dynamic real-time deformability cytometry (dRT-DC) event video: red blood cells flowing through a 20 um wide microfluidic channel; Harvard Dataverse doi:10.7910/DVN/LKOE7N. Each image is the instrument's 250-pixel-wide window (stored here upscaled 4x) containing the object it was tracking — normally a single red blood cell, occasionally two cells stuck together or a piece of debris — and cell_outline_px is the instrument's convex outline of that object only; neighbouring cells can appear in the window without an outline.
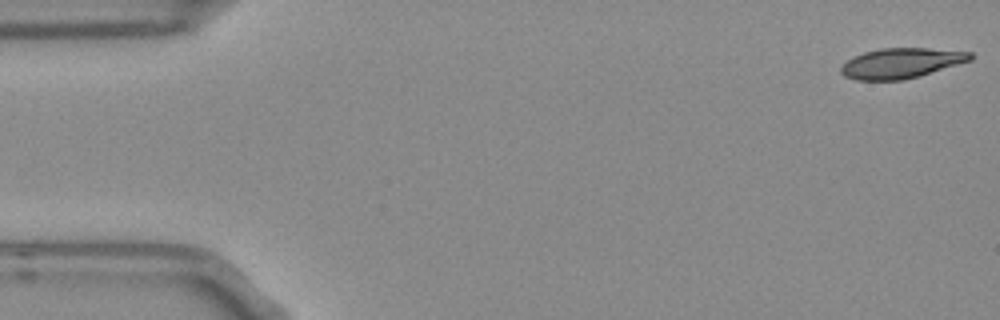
{"species": "Egyptian fruit bat (a non-hibernating species)", "species_latin": "Rousettus aegyptiacus", "temperature_condition": "room temperature", "stored_images_in_passage": 36, "camera_frame_rate_fps": 3000, "um_per_image_px": 0.085, "frame": {"image": 1, "passage_image": 1, "time_ms": 0.0, "image_size_px": [1000, 320], "cell_outline_px": [[972, 60], [920, 76], [904, 80], [856, 80], [844, 76], [840, 72], [840, 68], [852, 56], [864, 52], [880, 48], [928, 48], [972, 52]], "centroid_in_image_um": [76.59, 5.37], "position_along_channel_um": 8.4, "area_um2": 22.83}}
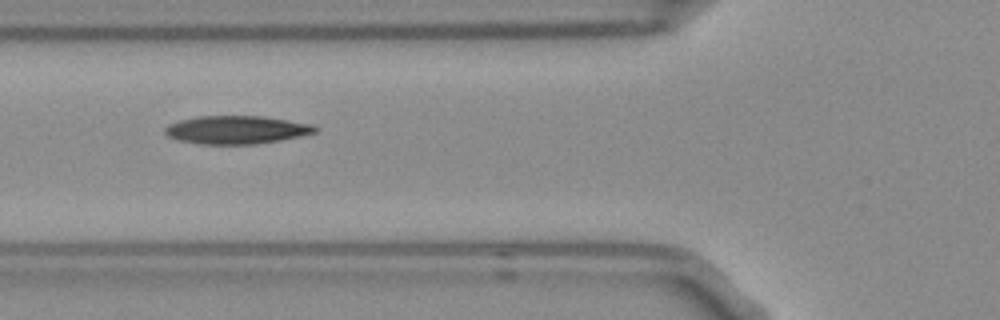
{"frame": {"image": 2, "passage_image": 19, "time_ms": 6.0, "image_size_px": [1000, 320], "cell_outline_px": [[320, 128], [316, 132], [300, 136], [280, 140], [256, 144], [196, 144], [176, 140], [168, 136], [164, 132], [164, 128], [168, 124], [180, 120], [196, 116], [264, 116], [312, 124]], "centroid_in_image_um": [20.08, 11.03], "position_along_channel_um": 105.7, "area_um2": 24.85}}
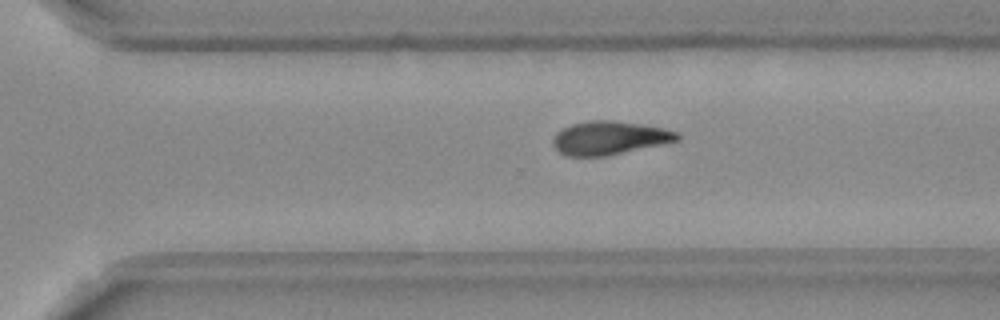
{"frame": {"image": 3, "passage_image": 36, "time_ms": 11.667, "image_size_px": [1000, 320], "cell_outline_px": [[680, 140], [608, 156], [564, 156], [552, 144], [552, 140], [556, 132], [560, 128], [572, 124], [592, 120], [612, 120], [644, 124], [664, 128], [680, 132]], "centroid_in_image_um": [51.81, 11.72], "position_along_channel_um": 318.8, "area_um2": 24.57}}